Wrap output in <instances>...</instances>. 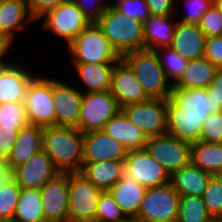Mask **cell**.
I'll list each match as a JSON object with an SVG mask.
<instances>
[{
    "mask_svg": "<svg viewBox=\"0 0 222 222\" xmlns=\"http://www.w3.org/2000/svg\"><path fill=\"white\" fill-rule=\"evenodd\" d=\"M20 129L0 126V155L7 159L16 142Z\"/></svg>",
    "mask_w": 222,
    "mask_h": 222,
    "instance_id": "48",
    "label": "cell"
},
{
    "mask_svg": "<svg viewBox=\"0 0 222 222\" xmlns=\"http://www.w3.org/2000/svg\"><path fill=\"white\" fill-rule=\"evenodd\" d=\"M204 57L222 69V39L220 36L206 38Z\"/></svg>",
    "mask_w": 222,
    "mask_h": 222,
    "instance_id": "46",
    "label": "cell"
},
{
    "mask_svg": "<svg viewBox=\"0 0 222 222\" xmlns=\"http://www.w3.org/2000/svg\"><path fill=\"white\" fill-rule=\"evenodd\" d=\"M43 131L44 127L31 124L20 129L11 153L6 159L12 171L42 150Z\"/></svg>",
    "mask_w": 222,
    "mask_h": 222,
    "instance_id": "22",
    "label": "cell"
},
{
    "mask_svg": "<svg viewBox=\"0 0 222 222\" xmlns=\"http://www.w3.org/2000/svg\"><path fill=\"white\" fill-rule=\"evenodd\" d=\"M167 134L190 144L200 141L202 124L208 115H192L180 111V106L169 97L166 100Z\"/></svg>",
    "mask_w": 222,
    "mask_h": 222,
    "instance_id": "16",
    "label": "cell"
},
{
    "mask_svg": "<svg viewBox=\"0 0 222 222\" xmlns=\"http://www.w3.org/2000/svg\"><path fill=\"white\" fill-rule=\"evenodd\" d=\"M41 20V21H40ZM43 32L63 39L67 47L89 24V20L72 1L59 5L39 19Z\"/></svg>",
    "mask_w": 222,
    "mask_h": 222,
    "instance_id": "8",
    "label": "cell"
},
{
    "mask_svg": "<svg viewBox=\"0 0 222 222\" xmlns=\"http://www.w3.org/2000/svg\"><path fill=\"white\" fill-rule=\"evenodd\" d=\"M12 178V170L8 167L6 158L0 155V188Z\"/></svg>",
    "mask_w": 222,
    "mask_h": 222,
    "instance_id": "50",
    "label": "cell"
},
{
    "mask_svg": "<svg viewBox=\"0 0 222 222\" xmlns=\"http://www.w3.org/2000/svg\"><path fill=\"white\" fill-rule=\"evenodd\" d=\"M40 191L45 220L56 222L68 221V172L58 174L55 178L48 181Z\"/></svg>",
    "mask_w": 222,
    "mask_h": 222,
    "instance_id": "15",
    "label": "cell"
},
{
    "mask_svg": "<svg viewBox=\"0 0 222 222\" xmlns=\"http://www.w3.org/2000/svg\"><path fill=\"white\" fill-rule=\"evenodd\" d=\"M96 23L120 56L144 49L143 23L126 18L112 5L106 9Z\"/></svg>",
    "mask_w": 222,
    "mask_h": 222,
    "instance_id": "3",
    "label": "cell"
},
{
    "mask_svg": "<svg viewBox=\"0 0 222 222\" xmlns=\"http://www.w3.org/2000/svg\"><path fill=\"white\" fill-rule=\"evenodd\" d=\"M61 172L43 151L34 154L26 163L12 171V178L21 188L41 189Z\"/></svg>",
    "mask_w": 222,
    "mask_h": 222,
    "instance_id": "14",
    "label": "cell"
},
{
    "mask_svg": "<svg viewBox=\"0 0 222 222\" xmlns=\"http://www.w3.org/2000/svg\"><path fill=\"white\" fill-rule=\"evenodd\" d=\"M80 172L95 186L108 191L124 176V160L83 162Z\"/></svg>",
    "mask_w": 222,
    "mask_h": 222,
    "instance_id": "26",
    "label": "cell"
},
{
    "mask_svg": "<svg viewBox=\"0 0 222 222\" xmlns=\"http://www.w3.org/2000/svg\"><path fill=\"white\" fill-rule=\"evenodd\" d=\"M12 44L13 42L9 38L4 35H0V67H4L12 63V59L11 61H7L3 57L11 49L10 46H13Z\"/></svg>",
    "mask_w": 222,
    "mask_h": 222,
    "instance_id": "49",
    "label": "cell"
},
{
    "mask_svg": "<svg viewBox=\"0 0 222 222\" xmlns=\"http://www.w3.org/2000/svg\"><path fill=\"white\" fill-rule=\"evenodd\" d=\"M33 21L27 0H0V35L14 42L17 32L25 30Z\"/></svg>",
    "mask_w": 222,
    "mask_h": 222,
    "instance_id": "21",
    "label": "cell"
},
{
    "mask_svg": "<svg viewBox=\"0 0 222 222\" xmlns=\"http://www.w3.org/2000/svg\"><path fill=\"white\" fill-rule=\"evenodd\" d=\"M154 51L157 54L159 63L165 72L168 81L174 85L182 76L189 60L183 58L170 46L156 48Z\"/></svg>",
    "mask_w": 222,
    "mask_h": 222,
    "instance_id": "34",
    "label": "cell"
},
{
    "mask_svg": "<svg viewBox=\"0 0 222 222\" xmlns=\"http://www.w3.org/2000/svg\"><path fill=\"white\" fill-rule=\"evenodd\" d=\"M206 38L220 36L222 32V13L212 4L198 24Z\"/></svg>",
    "mask_w": 222,
    "mask_h": 222,
    "instance_id": "41",
    "label": "cell"
},
{
    "mask_svg": "<svg viewBox=\"0 0 222 222\" xmlns=\"http://www.w3.org/2000/svg\"><path fill=\"white\" fill-rule=\"evenodd\" d=\"M103 130L128 151L146 148L147 135L132 124L122 110L106 123Z\"/></svg>",
    "mask_w": 222,
    "mask_h": 222,
    "instance_id": "23",
    "label": "cell"
},
{
    "mask_svg": "<svg viewBox=\"0 0 222 222\" xmlns=\"http://www.w3.org/2000/svg\"><path fill=\"white\" fill-rule=\"evenodd\" d=\"M28 124L25 103L6 102L0 104V126L13 129H22Z\"/></svg>",
    "mask_w": 222,
    "mask_h": 222,
    "instance_id": "38",
    "label": "cell"
},
{
    "mask_svg": "<svg viewBox=\"0 0 222 222\" xmlns=\"http://www.w3.org/2000/svg\"><path fill=\"white\" fill-rule=\"evenodd\" d=\"M151 15L171 16L179 14L176 0H145Z\"/></svg>",
    "mask_w": 222,
    "mask_h": 222,
    "instance_id": "47",
    "label": "cell"
},
{
    "mask_svg": "<svg viewBox=\"0 0 222 222\" xmlns=\"http://www.w3.org/2000/svg\"><path fill=\"white\" fill-rule=\"evenodd\" d=\"M68 1L70 0H27V3L30 15L35 22L39 21L46 13Z\"/></svg>",
    "mask_w": 222,
    "mask_h": 222,
    "instance_id": "44",
    "label": "cell"
},
{
    "mask_svg": "<svg viewBox=\"0 0 222 222\" xmlns=\"http://www.w3.org/2000/svg\"><path fill=\"white\" fill-rule=\"evenodd\" d=\"M212 174L192 165L182 167L170 176V183L180 196H202Z\"/></svg>",
    "mask_w": 222,
    "mask_h": 222,
    "instance_id": "27",
    "label": "cell"
},
{
    "mask_svg": "<svg viewBox=\"0 0 222 222\" xmlns=\"http://www.w3.org/2000/svg\"><path fill=\"white\" fill-rule=\"evenodd\" d=\"M83 83V93L109 91L111 89L112 72L115 63L72 64Z\"/></svg>",
    "mask_w": 222,
    "mask_h": 222,
    "instance_id": "28",
    "label": "cell"
},
{
    "mask_svg": "<svg viewBox=\"0 0 222 222\" xmlns=\"http://www.w3.org/2000/svg\"><path fill=\"white\" fill-rule=\"evenodd\" d=\"M179 1V0H178ZM187 13L178 22L198 25L201 17L212 6L213 0H183Z\"/></svg>",
    "mask_w": 222,
    "mask_h": 222,
    "instance_id": "42",
    "label": "cell"
},
{
    "mask_svg": "<svg viewBox=\"0 0 222 222\" xmlns=\"http://www.w3.org/2000/svg\"><path fill=\"white\" fill-rule=\"evenodd\" d=\"M208 213L215 221L222 220V178L212 175L202 195Z\"/></svg>",
    "mask_w": 222,
    "mask_h": 222,
    "instance_id": "36",
    "label": "cell"
},
{
    "mask_svg": "<svg viewBox=\"0 0 222 222\" xmlns=\"http://www.w3.org/2000/svg\"><path fill=\"white\" fill-rule=\"evenodd\" d=\"M129 222H152V221L141 219L139 217H131L129 218Z\"/></svg>",
    "mask_w": 222,
    "mask_h": 222,
    "instance_id": "52",
    "label": "cell"
},
{
    "mask_svg": "<svg viewBox=\"0 0 222 222\" xmlns=\"http://www.w3.org/2000/svg\"><path fill=\"white\" fill-rule=\"evenodd\" d=\"M190 158L192 165L212 175H219L222 171V143H192Z\"/></svg>",
    "mask_w": 222,
    "mask_h": 222,
    "instance_id": "30",
    "label": "cell"
},
{
    "mask_svg": "<svg viewBox=\"0 0 222 222\" xmlns=\"http://www.w3.org/2000/svg\"><path fill=\"white\" fill-rule=\"evenodd\" d=\"M121 59L133 71L149 99L167 100L171 96L173 85L168 81L154 50L131 51L122 55Z\"/></svg>",
    "mask_w": 222,
    "mask_h": 222,
    "instance_id": "2",
    "label": "cell"
},
{
    "mask_svg": "<svg viewBox=\"0 0 222 222\" xmlns=\"http://www.w3.org/2000/svg\"><path fill=\"white\" fill-rule=\"evenodd\" d=\"M170 97L180 106V111L192 115H209L212 112V103L207 97L206 88H172Z\"/></svg>",
    "mask_w": 222,
    "mask_h": 222,
    "instance_id": "31",
    "label": "cell"
},
{
    "mask_svg": "<svg viewBox=\"0 0 222 222\" xmlns=\"http://www.w3.org/2000/svg\"><path fill=\"white\" fill-rule=\"evenodd\" d=\"M68 220L96 222L97 203L103 190L95 186L81 172H68Z\"/></svg>",
    "mask_w": 222,
    "mask_h": 222,
    "instance_id": "5",
    "label": "cell"
},
{
    "mask_svg": "<svg viewBox=\"0 0 222 222\" xmlns=\"http://www.w3.org/2000/svg\"><path fill=\"white\" fill-rule=\"evenodd\" d=\"M180 194L169 182L147 188L137 217L152 222H177Z\"/></svg>",
    "mask_w": 222,
    "mask_h": 222,
    "instance_id": "7",
    "label": "cell"
},
{
    "mask_svg": "<svg viewBox=\"0 0 222 222\" xmlns=\"http://www.w3.org/2000/svg\"><path fill=\"white\" fill-rule=\"evenodd\" d=\"M124 176L146 188L170 182V176L145 149L130 150L124 160Z\"/></svg>",
    "mask_w": 222,
    "mask_h": 222,
    "instance_id": "12",
    "label": "cell"
},
{
    "mask_svg": "<svg viewBox=\"0 0 222 222\" xmlns=\"http://www.w3.org/2000/svg\"><path fill=\"white\" fill-rule=\"evenodd\" d=\"M13 61L0 67V104L9 102L24 103L30 81L36 76L28 67Z\"/></svg>",
    "mask_w": 222,
    "mask_h": 222,
    "instance_id": "18",
    "label": "cell"
},
{
    "mask_svg": "<svg viewBox=\"0 0 222 222\" xmlns=\"http://www.w3.org/2000/svg\"><path fill=\"white\" fill-rule=\"evenodd\" d=\"M206 36L196 24L177 21L170 47L187 60L204 57Z\"/></svg>",
    "mask_w": 222,
    "mask_h": 222,
    "instance_id": "20",
    "label": "cell"
},
{
    "mask_svg": "<svg viewBox=\"0 0 222 222\" xmlns=\"http://www.w3.org/2000/svg\"><path fill=\"white\" fill-rule=\"evenodd\" d=\"M129 218L115 202L109 191H103L99 197L96 222H126Z\"/></svg>",
    "mask_w": 222,
    "mask_h": 222,
    "instance_id": "37",
    "label": "cell"
},
{
    "mask_svg": "<svg viewBox=\"0 0 222 222\" xmlns=\"http://www.w3.org/2000/svg\"><path fill=\"white\" fill-rule=\"evenodd\" d=\"M177 222H216L208 213L202 196H180Z\"/></svg>",
    "mask_w": 222,
    "mask_h": 222,
    "instance_id": "33",
    "label": "cell"
},
{
    "mask_svg": "<svg viewBox=\"0 0 222 222\" xmlns=\"http://www.w3.org/2000/svg\"><path fill=\"white\" fill-rule=\"evenodd\" d=\"M42 222H56V221H48V220H45V221H42Z\"/></svg>",
    "mask_w": 222,
    "mask_h": 222,
    "instance_id": "53",
    "label": "cell"
},
{
    "mask_svg": "<svg viewBox=\"0 0 222 222\" xmlns=\"http://www.w3.org/2000/svg\"><path fill=\"white\" fill-rule=\"evenodd\" d=\"M213 5L222 13V0H213Z\"/></svg>",
    "mask_w": 222,
    "mask_h": 222,
    "instance_id": "51",
    "label": "cell"
},
{
    "mask_svg": "<svg viewBox=\"0 0 222 222\" xmlns=\"http://www.w3.org/2000/svg\"><path fill=\"white\" fill-rule=\"evenodd\" d=\"M111 5L126 18L142 23L151 15L145 0H112Z\"/></svg>",
    "mask_w": 222,
    "mask_h": 222,
    "instance_id": "39",
    "label": "cell"
},
{
    "mask_svg": "<svg viewBox=\"0 0 222 222\" xmlns=\"http://www.w3.org/2000/svg\"><path fill=\"white\" fill-rule=\"evenodd\" d=\"M13 221L14 222L45 221L40 189L21 188Z\"/></svg>",
    "mask_w": 222,
    "mask_h": 222,
    "instance_id": "32",
    "label": "cell"
},
{
    "mask_svg": "<svg viewBox=\"0 0 222 222\" xmlns=\"http://www.w3.org/2000/svg\"><path fill=\"white\" fill-rule=\"evenodd\" d=\"M219 68L205 57L189 60L180 79L173 85L176 89L206 88Z\"/></svg>",
    "mask_w": 222,
    "mask_h": 222,
    "instance_id": "29",
    "label": "cell"
},
{
    "mask_svg": "<svg viewBox=\"0 0 222 222\" xmlns=\"http://www.w3.org/2000/svg\"><path fill=\"white\" fill-rule=\"evenodd\" d=\"M84 133L73 126H47L42 135V150L61 173L80 172L83 166Z\"/></svg>",
    "mask_w": 222,
    "mask_h": 222,
    "instance_id": "1",
    "label": "cell"
},
{
    "mask_svg": "<svg viewBox=\"0 0 222 222\" xmlns=\"http://www.w3.org/2000/svg\"><path fill=\"white\" fill-rule=\"evenodd\" d=\"M67 47L72 64L117 63L121 59L97 23H90Z\"/></svg>",
    "mask_w": 222,
    "mask_h": 222,
    "instance_id": "4",
    "label": "cell"
},
{
    "mask_svg": "<svg viewBox=\"0 0 222 222\" xmlns=\"http://www.w3.org/2000/svg\"><path fill=\"white\" fill-rule=\"evenodd\" d=\"M206 94L212 103V112L222 111V69L216 72L215 77L206 87Z\"/></svg>",
    "mask_w": 222,
    "mask_h": 222,
    "instance_id": "45",
    "label": "cell"
},
{
    "mask_svg": "<svg viewBox=\"0 0 222 222\" xmlns=\"http://www.w3.org/2000/svg\"><path fill=\"white\" fill-rule=\"evenodd\" d=\"M200 141L222 143V111L211 112L202 124Z\"/></svg>",
    "mask_w": 222,
    "mask_h": 222,
    "instance_id": "40",
    "label": "cell"
},
{
    "mask_svg": "<svg viewBox=\"0 0 222 222\" xmlns=\"http://www.w3.org/2000/svg\"><path fill=\"white\" fill-rule=\"evenodd\" d=\"M121 108L109 91L83 93L80 120L77 128L82 132L103 130L106 123Z\"/></svg>",
    "mask_w": 222,
    "mask_h": 222,
    "instance_id": "9",
    "label": "cell"
},
{
    "mask_svg": "<svg viewBox=\"0 0 222 222\" xmlns=\"http://www.w3.org/2000/svg\"><path fill=\"white\" fill-rule=\"evenodd\" d=\"M20 192L13 178L0 188V222L13 221Z\"/></svg>",
    "mask_w": 222,
    "mask_h": 222,
    "instance_id": "35",
    "label": "cell"
},
{
    "mask_svg": "<svg viewBox=\"0 0 222 222\" xmlns=\"http://www.w3.org/2000/svg\"><path fill=\"white\" fill-rule=\"evenodd\" d=\"M146 150L169 176L191 163V144L167 133L148 137Z\"/></svg>",
    "mask_w": 222,
    "mask_h": 222,
    "instance_id": "10",
    "label": "cell"
},
{
    "mask_svg": "<svg viewBox=\"0 0 222 222\" xmlns=\"http://www.w3.org/2000/svg\"><path fill=\"white\" fill-rule=\"evenodd\" d=\"M26 118L29 124L55 126L52 78L36 75L29 83L25 96Z\"/></svg>",
    "mask_w": 222,
    "mask_h": 222,
    "instance_id": "6",
    "label": "cell"
},
{
    "mask_svg": "<svg viewBox=\"0 0 222 222\" xmlns=\"http://www.w3.org/2000/svg\"><path fill=\"white\" fill-rule=\"evenodd\" d=\"M147 188L125 176L120 178L108 191L128 218L137 217Z\"/></svg>",
    "mask_w": 222,
    "mask_h": 222,
    "instance_id": "25",
    "label": "cell"
},
{
    "mask_svg": "<svg viewBox=\"0 0 222 222\" xmlns=\"http://www.w3.org/2000/svg\"><path fill=\"white\" fill-rule=\"evenodd\" d=\"M173 17L150 15L143 22L144 49L154 50L171 45L177 25V20L171 21Z\"/></svg>",
    "mask_w": 222,
    "mask_h": 222,
    "instance_id": "24",
    "label": "cell"
},
{
    "mask_svg": "<svg viewBox=\"0 0 222 222\" xmlns=\"http://www.w3.org/2000/svg\"><path fill=\"white\" fill-rule=\"evenodd\" d=\"M128 120L147 137L165 134L167 131L166 100L148 99L121 107Z\"/></svg>",
    "mask_w": 222,
    "mask_h": 222,
    "instance_id": "11",
    "label": "cell"
},
{
    "mask_svg": "<svg viewBox=\"0 0 222 222\" xmlns=\"http://www.w3.org/2000/svg\"><path fill=\"white\" fill-rule=\"evenodd\" d=\"M90 23H96L111 5V0H72ZM110 1V2H109Z\"/></svg>",
    "mask_w": 222,
    "mask_h": 222,
    "instance_id": "43",
    "label": "cell"
},
{
    "mask_svg": "<svg viewBox=\"0 0 222 222\" xmlns=\"http://www.w3.org/2000/svg\"><path fill=\"white\" fill-rule=\"evenodd\" d=\"M83 92L77 87L52 78V97L55 107V126L77 127Z\"/></svg>",
    "mask_w": 222,
    "mask_h": 222,
    "instance_id": "13",
    "label": "cell"
},
{
    "mask_svg": "<svg viewBox=\"0 0 222 222\" xmlns=\"http://www.w3.org/2000/svg\"><path fill=\"white\" fill-rule=\"evenodd\" d=\"M128 150L104 130L84 133L83 162L125 160Z\"/></svg>",
    "mask_w": 222,
    "mask_h": 222,
    "instance_id": "17",
    "label": "cell"
},
{
    "mask_svg": "<svg viewBox=\"0 0 222 222\" xmlns=\"http://www.w3.org/2000/svg\"><path fill=\"white\" fill-rule=\"evenodd\" d=\"M110 92L116 98L120 108L149 99L133 71L122 59L114 65Z\"/></svg>",
    "mask_w": 222,
    "mask_h": 222,
    "instance_id": "19",
    "label": "cell"
}]
</instances>
